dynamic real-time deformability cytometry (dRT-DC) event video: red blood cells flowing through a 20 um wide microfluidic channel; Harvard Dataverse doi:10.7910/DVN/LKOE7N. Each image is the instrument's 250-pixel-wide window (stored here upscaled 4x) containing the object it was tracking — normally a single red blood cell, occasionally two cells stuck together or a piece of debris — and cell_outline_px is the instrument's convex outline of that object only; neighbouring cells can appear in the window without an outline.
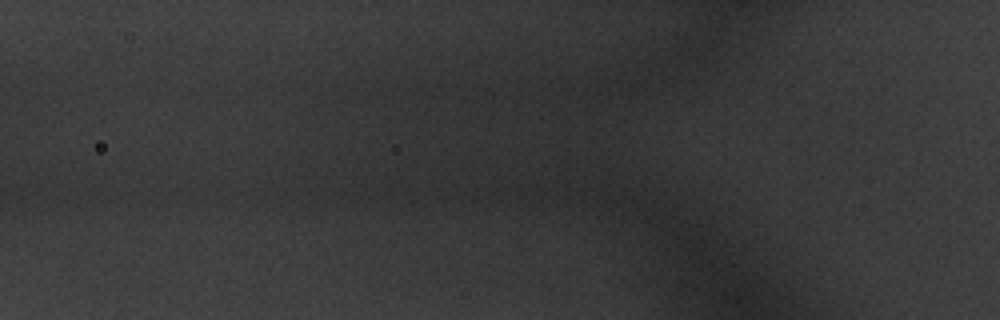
{"species": "common noctule bat (a hibernating species)", "species_latin": "Nyctalus noctula", "temperature_condition": "warm", "stored_images_in_passage": 2, "camera_frame_rate_fps": 3000, "um_per_image_px": 0.085, "animal": {"sex": "male", "body_mass_g": 20.1, "forearm_length_mm": 53.5}, "frame": {"image": 1, "passage_image": 2, "time_ms": 0.333, "image_size_px": [1000, 320], "cell_outline_px": [[732, 52], [716, 72], [692, 80], [680, 80], [676, 68], [716, 32]], "centroid_in_image_um": [59.9, 5.05], "position_along_channel_um": 65.9, "area_um2": 10.12}}